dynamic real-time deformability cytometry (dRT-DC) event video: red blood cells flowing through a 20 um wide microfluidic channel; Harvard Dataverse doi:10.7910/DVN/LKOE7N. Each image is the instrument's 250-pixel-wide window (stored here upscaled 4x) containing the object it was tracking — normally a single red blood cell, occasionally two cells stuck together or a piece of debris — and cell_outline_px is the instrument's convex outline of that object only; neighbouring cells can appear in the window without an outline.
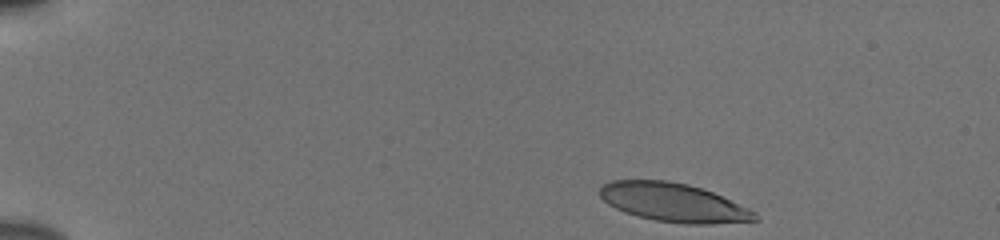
{"species": "human", "species_latin": "Homo sapiens", "temperature_condition": "cold", "stored_images_in_passage": 46, "camera_frame_rate_fps": 3000, "um_per_image_px": 0.085, "donor": {"sex": "male"}, "frame": {"image": 1, "passage_image": 1, "time_ms": 0.0, "image_size_px": [1000, 240], "cell_outline_px": [[760, 220], [712, 224], [684, 224], [656, 220], [624, 212], [608, 204], [600, 196], [600, 184], [612, 180], [668, 180], [688, 184], [712, 192], [748, 208], [756, 212], [760, 216]], "centroid_in_image_um": [57.25, 17.21], "position_along_channel_um": 27.8, "area_um2": 34.91}}
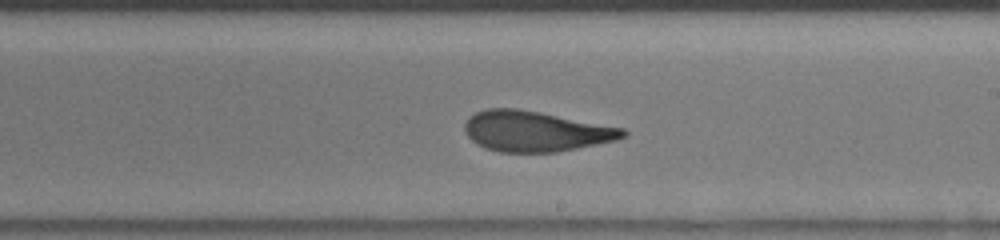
{"frame": {"image": 2, "passage_image": 26, "time_ms": 8.333, "image_size_px": [1000, 240], "cell_outline_px": [[628, 136], [616, 140], [556, 152], [500, 152], [484, 148], [476, 144], [464, 132], [464, 124], [468, 116], [476, 112], [488, 108], [516, 108], [540, 112], [624, 128], [628, 132]], "centroid_in_image_um": [45.49, 11.15], "position_along_channel_um": 243.5, "area_um2": 37.4}}
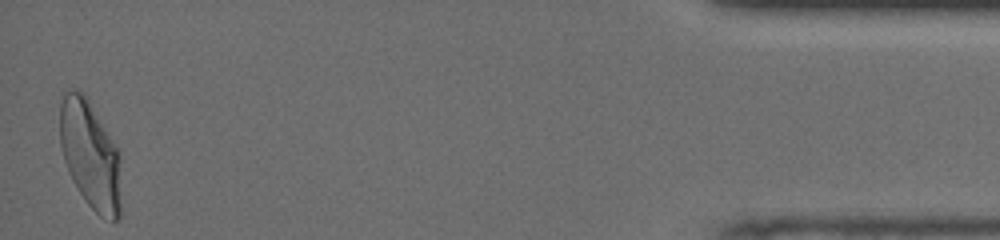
{"frame": {"image": 3, "passage_image": 46, "time_ms": 15.0, "image_size_px": [1000, 240], "cell_outline_px": [[120, 216], [116, 220], [112, 220], [100, 216], [84, 200], [72, 180], [68, 172], [64, 160], [60, 144], [60, 104], [64, 92], [76, 88], [88, 96], [120, 152]], "centroid_in_image_um": [7.67, 13.12], "position_along_channel_um": 427.5, "area_um2": 39.07}, "authors_computed_cell_mechanics": {"area_um2": 37.2521, "velocity_mm_per_s": 3.8342, "shape_relaxation_time_tau1_ms": 5.0203, "shape_relaxation_time_tau2_ms": 1.3376, "deformation_change_tau1": 0.2112, "deformation_change_tau2": 0.1043}}